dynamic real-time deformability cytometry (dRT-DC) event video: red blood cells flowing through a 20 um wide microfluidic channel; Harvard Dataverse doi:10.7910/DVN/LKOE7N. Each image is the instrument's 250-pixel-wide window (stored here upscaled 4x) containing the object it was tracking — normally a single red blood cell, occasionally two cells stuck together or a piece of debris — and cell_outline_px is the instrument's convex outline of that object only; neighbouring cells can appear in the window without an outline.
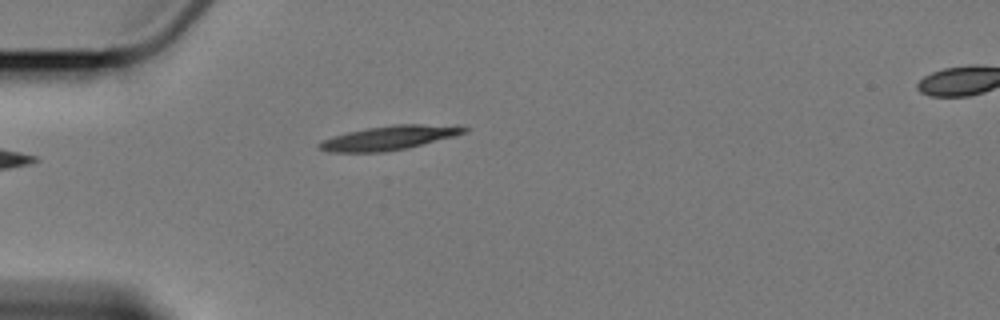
{"species": "Egyptian fruit bat (a non-hibernating species)", "species_latin": "Rousettus aegyptiacus", "temperature_condition": "cold", "stored_images_in_passage": 5, "camera_frame_rate_fps": 3000, "um_per_image_px": 0.085, "animal": {"sex": "female"}, "frame": {"image": 1, "passage_image": 5, "time_ms": 4.667, "image_size_px": [1000, 320], "cell_outline_px": [[472, 128], [468, 132], [408, 148], [384, 152], [328, 152], [320, 148], [316, 144], [320, 140], [332, 136], [348, 132], [368, 128], [392, 124], [460, 124]], "centroid_in_image_um": [33.16, 11.69], "position_along_channel_um": 51.8, "area_um2": 20.81}}